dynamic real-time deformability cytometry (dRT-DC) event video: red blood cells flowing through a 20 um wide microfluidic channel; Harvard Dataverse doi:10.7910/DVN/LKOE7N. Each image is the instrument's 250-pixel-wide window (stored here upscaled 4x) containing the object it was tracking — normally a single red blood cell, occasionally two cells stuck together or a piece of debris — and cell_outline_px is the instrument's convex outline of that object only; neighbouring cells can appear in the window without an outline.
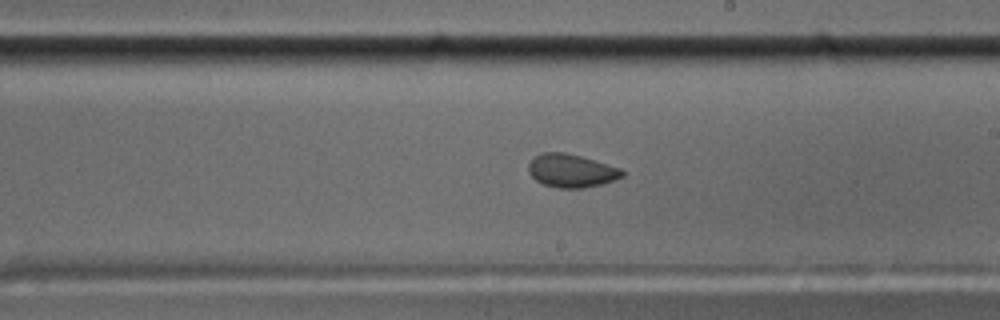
{"species": "common noctule bat (a hibernating species)", "species_latin": "Nyctalus noctula", "temperature_condition": "cold", "stored_images_in_passage": 38, "camera_frame_rate_fps": 3000, "um_per_image_px": 0.085, "animal": {"sex": "male", "body_mass_g": 17.5, "forearm_length_mm": 52.3}, "frame": {"image": 1, "passage_image": 33, "time_ms": 10.667, "image_size_px": [1000, 320], "cell_outline_px": [[624, 176], [600, 184], [584, 188], [556, 188], [544, 184], [536, 180], [528, 172], [528, 164], [540, 152], [564, 152], [580, 156], [620, 168], [624, 172]], "centroid_in_image_um": [48.53, 14.51], "position_along_channel_um": 240.5, "area_um2": 17.98}}